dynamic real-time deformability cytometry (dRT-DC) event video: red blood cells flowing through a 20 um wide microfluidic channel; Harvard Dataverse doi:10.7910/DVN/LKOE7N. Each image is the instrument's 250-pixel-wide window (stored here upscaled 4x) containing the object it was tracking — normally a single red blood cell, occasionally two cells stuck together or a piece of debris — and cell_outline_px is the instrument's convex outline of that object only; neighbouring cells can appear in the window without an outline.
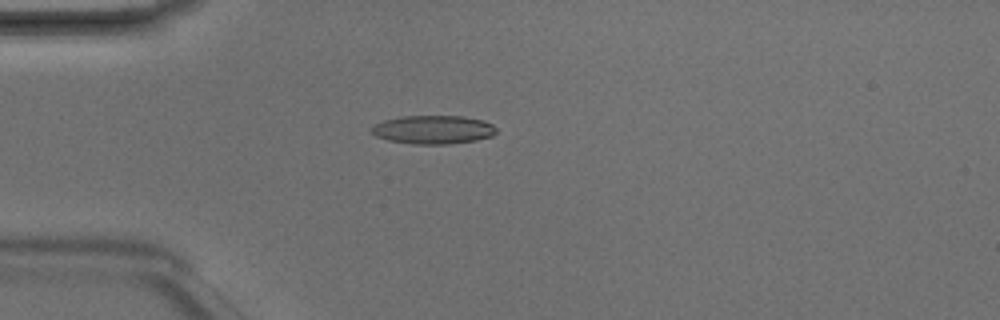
{"species": "Egyptian fruit bat (a non-hibernating species)", "species_latin": "Rousettus aegyptiacus", "temperature_condition": "room temperature", "stored_images_in_passage": 3, "camera_frame_rate_fps": 3000, "um_per_image_px": 0.085, "animal": {"sex": "male"}, "frame": {"image": 1, "passage_image": 1, "time_ms": 0.0, "image_size_px": [1000, 320], "cell_outline_px": [[496, 132], [492, 136], [476, 140], [448, 144], [412, 144], [388, 140], [376, 136], [372, 132], [372, 128], [376, 124], [384, 120], [404, 116], [464, 116], [484, 120], [492, 124], [496, 128]], "centroid_in_image_um": [36.86, 11.02], "position_along_channel_um": 48.1, "area_um2": 20.69}}